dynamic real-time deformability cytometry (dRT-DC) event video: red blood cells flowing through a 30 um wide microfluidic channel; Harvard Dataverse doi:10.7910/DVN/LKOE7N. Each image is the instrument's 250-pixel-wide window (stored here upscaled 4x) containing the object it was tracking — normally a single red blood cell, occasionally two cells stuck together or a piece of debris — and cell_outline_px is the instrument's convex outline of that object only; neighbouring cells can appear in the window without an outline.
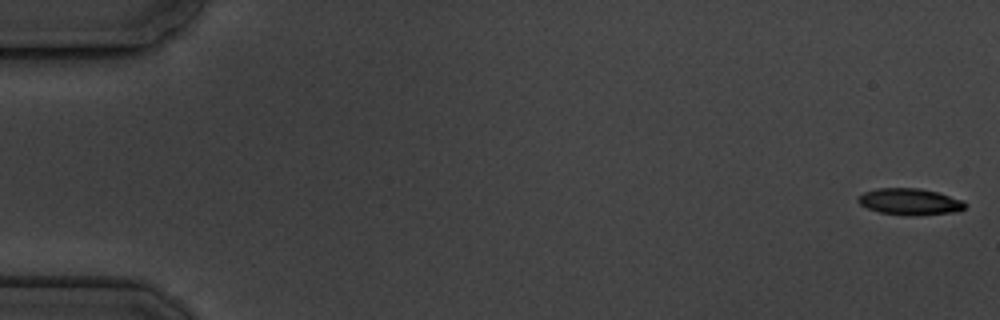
{"species": "common noctule bat (a hibernating species)", "species_latin": "Nyctalus noctula", "temperature_condition": "cold", "stored_images_in_passage": 5, "camera_frame_rate_fps": 3000, "um_per_image_px": 0.085, "animal": {"sex": "male", "body_mass_g": 19.5, "forearm_length_mm": 54.6}, "frame": {"image": 1, "passage_image": 1, "time_ms": 0.0, "image_size_px": [1000, 320], "cell_outline_px": [[968, 204], [964, 208], [956, 212], [916, 216], [904, 216], [880, 212], [868, 208], [860, 204], [856, 200], [864, 192], [876, 188], [920, 188], [936, 192], [964, 200]], "centroid_in_image_um": [77.36, 17.15], "position_along_channel_um": 7.6, "area_um2": 16.7}}